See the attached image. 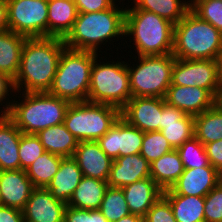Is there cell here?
<instances>
[{
  "instance_id": "obj_1",
  "label": "cell",
  "mask_w": 222,
  "mask_h": 222,
  "mask_svg": "<svg viewBox=\"0 0 222 222\" xmlns=\"http://www.w3.org/2000/svg\"><path fill=\"white\" fill-rule=\"evenodd\" d=\"M65 48L63 38H27L22 50L18 74L13 80L14 93L18 95L19 92H48L53 84L61 53Z\"/></svg>"
},
{
  "instance_id": "obj_2",
  "label": "cell",
  "mask_w": 222,
  "mask_h": 222,
  "mask_svg": "<svg viewBox=\"0 0 222 222\" xmlns=\"http://www.w3.org/2000/svg\"><path fill=\"white\" fill-rule=\"evenodd\" d=\"M123 1L125 0L121 1V6L115 4L104 11L78 13L72 30L64 38L66 48L90 51L102 56V44L107 45L106 42L109 41L108 44H111V41L113 43V40L125 37L126 6L123 7Z\"/></svg>"
},
{
  "instance_id": "obj_3",
  "label": "cell",
  "mask_w": 222,
  "mask_h": 222,
  "mask_svg": "<svg viewBox=\"0 0 222 222\" xmlns=\"http://www.w3.org/2000/svg\"><path fill=\"white\" fill-rule=\"evenodd\" d=\"M19 93V96L10 97L14 100H11L6 115L22 133L37 134L40 130L64 122L69 101L50 95L48 92ZM17 97L20 99H15Z\"/></svg>"
},
{
  "instance_id": "obj_4",
  "label": "cell",
  "mask_w": 222,
  "mask_h": 222,
  "mask_svg": "<svg viewBox=\"0 0 222 222\" xmlns=\"http://www.w3.org/2000/svg\"><path fill=\"white\" fill-rule=\"evenodd\" d=\"M221 49L222 33L191 10L174 25L172 54L175 58L218 60Z\"/></svg>"
},
{
  "instance_id": "obj_5",
  "label": "cell",
  "mask_w": 222,
  "mask_h": 222,
  "mask_svg": "<svg viewBox=\"0 0 222 222\" xmlns=\"http://www.w3.org/2000/svg\"><path fill=\"white\" fill-rule=\"evenodd\" d=\"M131 37L137 56L172 54L174 24L145 10H126L125 38Z\"/></svg>"
},
{
  "instance_id": "obj_6",
  "label": "cell",
  "mask_w": 222,
  "mask_h": 222,
  "mask_svg": "<svg viewBox=\"0 0 222 222\" xmlns=\"http://www.w3.org/2000/svg\"><path fill=\"white\" fill-rule=\"evenodd\" d=\"M97 56L94 52L65 48L48 93L70 103L88 101L91 69Z\"/></svg>"
},
{
  "instance_id": "obj_7",
  "label": "cell",
  "mask_w": 222,
  "mask_h": 222,
  "mask_svg": "<svg viewBox=\"0 0 222 222\" xmlns=\"http://www.w3.org/2000/svg\"><path fill=\"white\" fill-rule=\"evenodd\" d=\"M121 60L112 59L106 63L100 55L94 59L88 102L111 105L121 110L132 98L127 62Z\"/></svg>"
},
{
  "instance_id": "obj_8",
  "label": "cell",
  "mask_w": 222,
  "mask_h": 222,
  "mask_svg": "<svg viewBox=\"0 0 222 222\" xmlns=\"http://www.w3.org/2000/svg\"><path fill=\"white\" fill-rule=\"evenodd\" d=\"M134 57L136 65L127 62L132 97L164 98L172 81L173 54Z\"/></svg>"
},
{
  "instance_id": "obj_9",
  "label": "cell",
  "mask_w": 222,
  "mask_h": 222,
  "mask_svg": "<svg viewBox=\"0 0 222 222\" xmlns=\"http://www.w3.org/2000/svg\"><path fill=\"white\" fill-rule=\"evenodd\" d=\"M120 117V110L114 106L85 102L70 103L64 125L80 141H97Z\"/></svg>"
},
{
  "instance_id": "obj_10",
  "label": "cell",
  "mask_w": 222,
  "mask_h": 222,
  "mask_svg": "<svg viewBox=\"0 0 222 222\" xmlns=\"http://www.w3.org/2000/svg\"><path fill=\"white\" fill-rule=\"evenodd\" d=\"M171 85L198 86L206 89L219 101L222 94V76L218 60L175 58Z\"/></svg>"
},
{
  "instance_id": "obj_11",
  "label": "cell",
  "mask_w": 222,
  "mask_h": 222,
  "mask_svg": "<svg viewBox=\"0 0 222 222\" xmlns=\"http://www.w3.org/2000/svg\"><path fill=\"white\" fill-rule=\"evenodd\" d=\"M9 30L27 38L48 37V0H7Z\"/></svg>"
},
{
  "instance_id": "obj_12",
  "label": "cell",
  "mask_w": 222,
  "mask_h": 222,
  "mask_svg": "<svg viewBox=\"0 0 222 222\" xmlns=\"http://www.w3.org/2000/svg\"><path fill=\"white\" fill-rule=\"evenodd\" d=\"M144 132L128 124L122 117L97 140L102 151L112 160L140 153Z\"/></svg>"
},
{
  "instance_id": "obj_13",
  "label": "cell",
  "mask_w": 222,
  "mask_h": 222,
  "mask_svg": "<svg viewBox=\"0 0 222 222\" xmlns=\"http://www.w3.org/2000/svg\"><path fill=\"white\" fill-rule=\"evenodd\" d=\"M165 103V99L160 97H132L120 110V117L142 132L161 131Z\"/></svg>"
},
{
  "instance_id": "obj_14",
  "label": "cell",
  "mask_w": 222,
  "mask_h": 222,
  "mask_svg": "<svg viewBox=\"0 0 222 222\" xmlns=\"http://www.w3.org/2000/svg\"><path fill=\"white\" fill-rule=\"evenodd\" d=\"M66 207L47 188H34L22 212L25 222H64Z\"/></svg>"
},
{
  "instance_id": "obj_15",
  "label": "cell",
  "mask_w": 222,
  "mask_h": 222,
  "mask_svg": "<svg viewBox=\"0 0 222 222\" xmlns=\"http://www.w3.org/2000/svg\"><path fill=\"white\" fill-rule=\"evenodd\" d=\"M164 99L167 104L194 117L217 102L206 89L198 86L170 85Z\"/></svg>"
},
{
  "instance_id": "obj_16",
  "label": "cell",
  "mask_w": 222,
  "mask_h": 222,
  "mask_svg": "<svg viewBox=\"0 0 222 222\" xmlns=\"http://www.w3.org/2000/svg\"><path fill=\"white\" fill-rule=\"evenodd\" d=\"M221 182V173L213 166L184 169L170 190L179 195L205 197Z\"/></svg>"
},
{
  "instance_id": "obj_17",
  "label": "cell",
  "mask_w": 222,
  "mask_h": 222,
  "mask_svg": "<svg viewBox=\"0 0 222 222\" xmlns=\"http://www.w3.org/2000/svg\"><path fill=\"white\" fill-rule=\"evenodd\" d=\"M34 188L25 170L0 171V205L22 211Z\"/></svg>"
},
{
  "instance_id": "obj_18",
  "label": "cell",
  "mask_w": 222,
  "mask_h": 222,
  "mask_svg": "<svg viewBox=\"0 0 222 222\" xmlns=\"http://www.w3.org/2000/svg\"><path fill=\"white\" fill-rule=\"evenodd\" d=\"M83 176L107 181L113 160L100 148L97 141H80L73 157Z\"/></svg>"
},
{
  "instance_id": "obj_19",
  "label": "cell",
  "mask_w": 222,
  "mask_h": 222,
  "mask_svg": "<svg viewBox=\"0 0 222 222\" xmlns=\"http://www.w3.org/2000/svg\"><path fill=\"white\" fill-rule=\"evenodd\" d=\"M160 132L170 145L177 149L194 137V116L165 103L162 108Z\"/></svg>"
},
{
  "instance_id": "obj_20",
  "label": "cell",
  "mask_w": 222,
  "mask_h": 222,
  "mask_svg": "<svg viewBox=\"0 0 222 222\" xmlns=\"http://www.w3.org/2000/svg\"><path fill=\"white\" fill-rule=\"evenodd\" d=\"M150 177V163L139 153L113 160L107 180L108 187L122 188Z\"/></svg>"
},
{
  "instance_id": "obj_21",
  "label": "cell",
  "mask_w": 222,
  "mask_h": 222,
  "mask_svg": "<svg viewBox=\"0 0 222 222\" xmlns=\"http://www.w3.org/2000/svg\"><path fill=\"white\" fill-rule=\"evenodd\" d=\"M122 190L129 212L142 218L163 193L151 177L128 184Z\"/></svg>"
},
{
  "instance_id": "obj_22",
  "label": "cell",
  "mask_w": 222,
  "mask_h": 222,
  "mask_svg": "<svg viewBox=\"0 0 222 222\" xmlns=\"http://www.w3.org/2000/svg\"><path fill=\"white\" fill-rule=\"evenodd\" d=\"M21 135L14 122L6 114H0V171L20 169Z\"/></svg>"
},
{
  "instance_id": "obj_23",
  "label": "cell",
  "mask_w": 222,
  "mask_h": 222,
  "mask_svg": "<svg viewBox=\"0 0 222 222\" xmlns=\"http://www.w3.org/2000/svg\"><path fill=\"white\" fill-rule=\"evenodd\" d=\"M83 178V173L72 157L61 160L59 170L52 178L47 189L55 199L68 204L74 190Z\"/></svg>"
},
{
  "instance_id": "obj_24",
  "label": "cell",
  "mask_w": 222,
  "mask_h": 222,
  "mask_svg": "<svg viewBox=\"0 0 222 222\" xmlns=\"http://www.w3.org/2000/svg\"><path fill=\"white\" fill-rule=\"evenodd\" d=\"M77 15L74 0H48V37L64 39L72 30Z\"/></svg>"
},
{
  "instance_id": "obj_25",
  "label": "cell",
  "mask_w": 222,
  "mask_h": 222,
  "mask_svg": "<svg viewBox=\"0 0 222 222\" xmlns=\"http://www.w3.org/2000/svg\"><path fill=\"white\" fill-rule=\"evenodd\" d=\"M26 39L27 37L11 30L0 32V73L12 80L18 74Z\"/></svg>"
},
{
  "instance_id": "obj_26",
  "label": "cell",
  "mask_w": 222,
  "mask_h": 222,
  "mask_svg": "<svg viewBox=\"0 0 222 222\" xmlns=\"http://www.w3.org/2000/svg\"><path fill=\"white\" fill-rule=\"evenodd\" d=\"M107 188V181L83 176L67 206L85 210L99 209Z\"/></svg>"
},
{
  "instance_id": "obj_27",
  "label": "cell",
  "mask_w": 222,
  "mask_h": 222,
  "mask_svg": "<svg viewBox=\"0 0 222 222\" xmlns=\"http://www.w3.org/2000/svg\"><path fill=\"white\" fill-rule=\"evenodd\" d=\"M46 152L62 157H73L78 140L66 129L64 123L40 130L36 134Z\"/></svg>"
},
{
  "instance_id": "obj_28",
  "label": "cell",
  "mask_w": 222,
  "mask_h": 222,
  "mask_svg": "<svg viewBox=\"0 0 222 222\" xmlns=\"http://www.w3.org/2000/svg\"><path fill=\"white\" fill-rule=\"evenodd\" d=\"M162 195L169 201L177 222H205L204 197L179 195L170 189Z\"/></svg>"
},
{
  "instance_id": "obj_29",
  "label": "cell",
  "mask_w": 222,
  "mask_h": 222,
  "mask_svg": "<svg viewBox=\"0 0 222 222\" xmlns=\"http://www.w3.org/2000/svg\"><path fill=\"white\" fill-rule=\"evenodd\" d=\"M184 169L179 152L174 149L150 164V177L164 191L172 187Z\"/></svg>"
},
{
  "instance_id": "obj_30",
  "label": "cell",
  "mask_w": 222,
  "mask_h": 222,
  "mask_svg": "<svg viewBox=\"0 0 222 222\" xmlns=\"http://www.w3.org/2000/svg\"><path fill=\"white\" fill-rule=\"evenodd\" d=\"M194 137L203 145L222 139V104L219 101L194 117Z\"/></svg>"
},
{
  "instance_id": "obj_31",
  "label": "cell",
  "mask_w": 222,
  "mask_h": 222,
  "mask_svg": "<svg viewBox=\"0 0 222 222\" xmlns=\"http://www.w3.org/2000/svg\"><path fill=\"white\" fill-rule=\"evenodd\" d=\"M126 10H145L161 16L174 25L190 10V0H130ZM132 3L134 4L131 7ZM131 7V8H130ZM128 8V9H127Z\"/></svg>"
},
{
  "instance_id": "obj_32",
  "label": "cell",
  "mask_w": 222,
  "mask_h": 222,
  "mask_svg": "<svg viewBox=\"0 0 222 222\" xmlns=\"http://www.w3.org/2000/svg\"><path fill=\"white\" fill-rule=\"evenodd\" d=\"M64 157L45 152L26 169V174L35 188H47L59 170Z\"/></svg>"
},
{
  "instance_id": "obj_33",
  "label": "cell",
  "mask_w": 222,
  "mask_h": 222,
  "mask_svg": "<svg viewBox=\"0 0 222 222\" xmlns=\"http://www.w3.org/2000/svg\"><path fill=\"white\" fill-rule=\"evenodd\" d=\"M99 210L108 222H115L129 215L130 212L122 188L108 187Z\"/></svg>"
},
{
  "instance_id": "obj_34",
  "label": "cell",
  "mask_w": 222,
  "mask_h": 222,
  "mask_svg": "<svg viewBox=\"0 0 222 222\" xmlns=\"http://www.w3.org/2000/svg\"><path fill=\"white\" fill-rule=\"evenodd\" d=\"M185 169L212 166L207 157L205 147L193 137L177 148Z\"/></svg>"
},
{
  "instance_id": "obj_35",
  "label": "cell",
  "mask_w": 222,
  "mask_h": 222,
  "mask_svg": "<svg viewBox=\"0 0 222 222\" xmlns=\"http://www.w3.org/2000/svg\"><path fill=\"white\" fill-rule=\"evenodd\" d=\"M173 150L174 148L160 131L144 132V138L139 154L151 164L162 155Z\"/></svg>"
},
{
  "instance_id": "obj_36",
  "label": "cell",
  "mask_w": 222,
  "mask_h": 222,
  "mask_svg": "<svg viewBox=\"0 0 222 222\" xmlns=\"http://www.w3.org/2000/svg\"><path fill=\"white\" fill-rule=\"evenodd\" d=\"M190 10L222 33V0H190Z\"/></svg>"
},
{
  "instance_id": "obj_37",
  "label": "cell",
  "mask_w": 222,
  "mask_h": 222,
  "mask_svg": "<svg viewBox=\"0 0 222 222\" xmlns=\"http://www.w3.org/2000/svg\"><path fill=\"white\" fill-rule=\"evenodd\" d=\"M45 152L36 134L22 133L19 144L20 169L25 170Z\"/></svg>"
},
{
  "instance_id": "obj_38",
  "label": "cell",
  "mask_w": 222,
  "mask_h": 222,
  "mask_svg": "<svg viewBox=\"0 0 222 222\" xmlns=\"http://www.w3.org/2000/svg\"><path fill=\"white\" fill-rule=\"evenodd\" d=\"M205 222H222V182L204 197Z\"/></svg>"
},
{
  "instance_id": "obj_39",
  "label": "cell",
  "mask_w": 222,
  "mask_h": 222,
  "mask_svg": "<svg viewBox=\"0 0 222 222\" xmlns=\"http://www.w3.org/2000/svg\"><path fill=\"white\" fill-rule=\"evenodd\" d=\"M144 222H177L169 201L161 195L154 205L147 211Z\"/></svg>"
},
{
  "instance_id": "obj_40",
  "label": "cell",
  "mask_w": 222,
  "mask_h": 222,
  "mask_svg": "<svg viewBox=\"0 0 222 222\" xmlns=\"http://www.w3.org/2000/svg\"><path fill=\"white\" fill-rule=\"evenodd\" d=\"M64 222H108L99 209L85 210L67 206Z\"/></svg>"
},
{
  "instance_id": "obj_41",
  "label": "cell",
  "mask_w": 222,
  "mask_h": 222,
  "mask_svg": "<svg viewBox=\"0 0 222 222\" xmlns=\"http://www.w3.org/2000/svg\"><path fill=\"white\" fill-rule=\"evenodd\" d=\"M122 0H74L78 13H94L112 8Z\"/></svg>"
},
{
  "instance_id": "obj_42",
  "label": "cell",
  "mask_w": 222,
  "mask_h": 222,
  "mask_svg": "<svg viewBox=\"0 0 222 222\" xmlns=\"http://www.w3.org/2000/svg\"><path fill=\"white\" fill-rule=\"evenodd\" d=\"M12 92H15L13 87V80L10 79L7 75L0 73V106H3L0 107V114H7L11 104L9 97L14 95Z\"/></svg>"
},
{
  "instance_id": "obj_43",
  "label": "cell",
  "mask_w": 222,
  "mask_h": 222,
  "mask_svg": "<svg viewBox=\"0 0 222 222\" xmlns=\"http://www.w3.org/2000/svg\"><path fill=\"white\" fill-rule=\"evenodd\" d=\"M210 164L222 172V139L204 145Z\"/></svg>"
},
{
  "instance_id": "obj_44",
  "label": "cell",
  "mask_w": 222,
  "mask_h": 222,
  "mask_svg": "<svg viewBox=\"0 0 222 222\" xmlns=\"http://www.w3.org/2000/svg\"><path fill=\"white\" fill-rule=\"evenodd\" d=\"M0 222H25L21 210L0 205Z\"/></svg>"
},
{
  "instance_id": "obj_45",
  "label": "cell",
  "mask_w": 222,
  "mask_h": 222,
  "mask_svg": "<svg viewBox=\"0 0 222 222\" xmlns=\"http://www.w3.org/2000/svg\"><path fill=\"white\" fill-rule=\"evenodd\" d=\"M9 30L8 1L0 0V32Z\"/></svg>"
},
{
  "instance_id": "obj_46",
  "label": "cell",
  "mask_w": 222,
  "mask_h": 222,
  "mask_svg": "<svg viewBox=\"0 0 222 222\" xmlns=\"http://www.w3.org/2000/svg\"><path fill=\"white\" fill-rule=\"evenodd\" d=\"M115 222H143V218L138 215L130 213L129 215L122 217L121 219Z\"/></svg>"
},
{
  "instance_id": "obj_47",
  "label": "cell",
  "mask_w": 222,
  "mask_h": 222,
  "mask_svg": "<svg viewBox=\"0 0 222 222\" xmlns=\"http://www.w3.org/2000/svg\"><path fill=\"white\" fill-rule=\"evenodd\" d=\"M218 65H219L220 73L222 76V49H221L219 57H218Z\"/></svg>"
},
{
  "instance_id": "obj_48",
  "label": "cell",
  "mask_w": 222,
  "mask_h": 222,
  "mask_svg": "<svg viewBox=\"0 0 222 222\" xmlns=\"http://www.w3.org/2000/svg\"><path fill=\"white\" fill-rule=\"evenodd\" d=\"M219 102L222 104V94H221V97H220V100H219Z\"/></svg>"
}]
</instances>
